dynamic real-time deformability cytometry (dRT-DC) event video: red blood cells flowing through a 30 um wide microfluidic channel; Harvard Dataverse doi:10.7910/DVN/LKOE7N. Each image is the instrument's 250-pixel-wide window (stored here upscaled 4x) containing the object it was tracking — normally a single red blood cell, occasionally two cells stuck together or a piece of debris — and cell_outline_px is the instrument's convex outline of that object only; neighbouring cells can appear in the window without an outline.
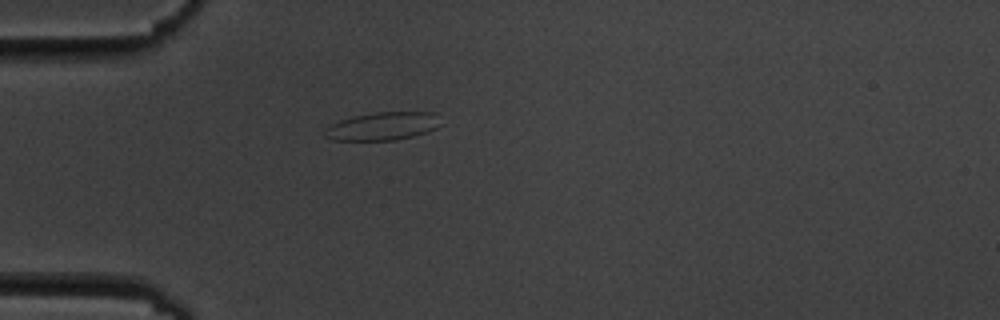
{"species": "common noctule bat (a hibernating species)", "species_latin": "Nyctalus noctula", "temperature_condition": "cold", "stored_images_in_passage": 2, "camera_frame_rate_fps": 3000, "um_per_image_px": 0.085, "animal": {"sex": "male", "body_mass_g": 19.5, "forearm_length_mm": 54.6}, "frame": {"image": 1, "passage_image": 1, "time_ms": 0.0, "image_size_px": [1000, 320], "cell_outline_px": [[440, 124], [436, 128], [412, 136], [396, 140], [332, 140], [324, 136], [328, 128], [332, 124], [340, 120], [352, 116], [376, 112], [432, 112]], "centroid_in_image_um": [32.49, 10.72], "position_along_channel_um": 52.5, "area_um2": 18.55}}